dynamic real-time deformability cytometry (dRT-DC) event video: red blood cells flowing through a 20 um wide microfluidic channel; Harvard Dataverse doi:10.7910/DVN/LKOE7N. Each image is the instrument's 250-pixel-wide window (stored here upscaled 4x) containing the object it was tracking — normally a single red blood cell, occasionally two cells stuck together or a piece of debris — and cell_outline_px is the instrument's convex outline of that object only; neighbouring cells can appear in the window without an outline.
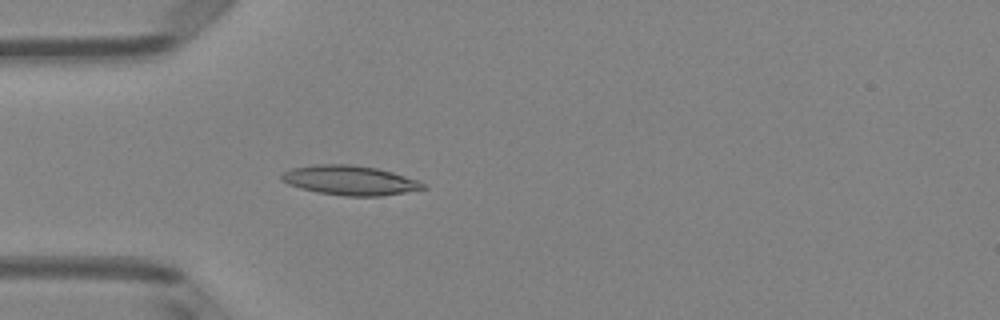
{"species": "Egyptian fruit bat (a non-hibernating species)", "species_latin": "Rousettus aegyptiacus", "temperature_condition": "room temperature", "stored_images_in_passage": 50, "camera_frame_rate_fps": 3000, "um_per_image_px": 0.085, "animal": {"sex": "female"}, "frame": {"image": 1, "passage_image": 15, "time_ms": 4.667, "image_size_px": [1000, 320], "cell_outline_px": [[428, 188], [380, 196], [344, 196], [316, 192], [300, 188], [288, 184], [280, 180], [280, 176], [284, 172], [292, 168], [316, 164], [352, 164], [376, 168], [392, 172], [416, 180], [424, 184]], "centroid_in_image_um": [29.7, 15.33], "position_along_channel_um": 55.3, "area_um2": 24.28}}
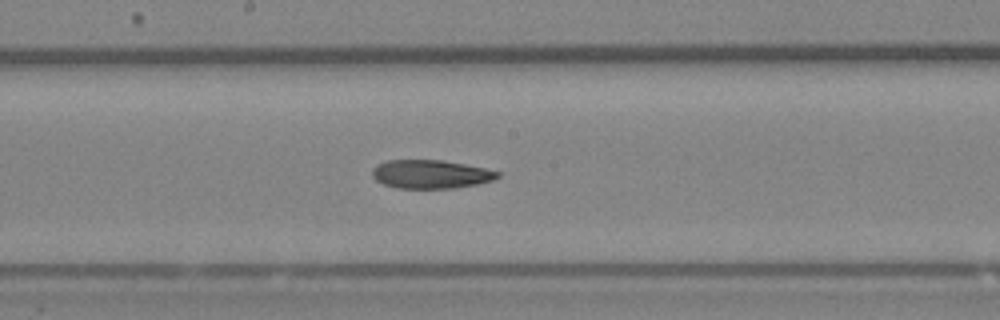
{"frame": {"image": 2, "passage_image": 27, "time_ms": 8.667, "image_size_px": [1000, 320], "cell_outline_px": [[500, 176], [492, 180], [476, 184], [456, 188], [396, 188], [384, 184], [376, 180], [372, 176], [372, 168], [376, 164], [384, 160], [444, 160], [484, 168], [500, 172]], "centroid_in_image_um": [36.57, 14.8], "position_along_channel_um": 211.6, "area_um2": 20.92}}
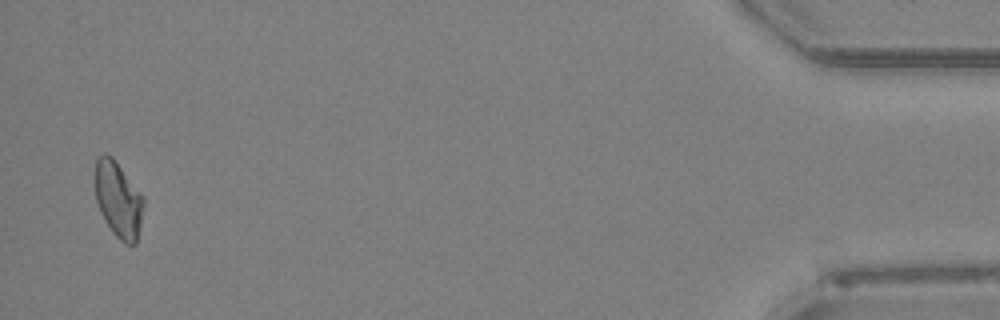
{"frame": {"image": 3, "passage_image": 49, "time_ms": 16.0, "image_size_px": [1000, 320], "cell_outline_px": [[144, 204], [136, 244], [124, 244], [112, 232], [104, 220], [100, 212], [96, 200], [96, 160], [100, 156], [112, 156], [144, 196]], "centroid_in_image_um": [10.08, 17.0], "position_along_channel_um": 425.1, "area_um2": 21.21}}